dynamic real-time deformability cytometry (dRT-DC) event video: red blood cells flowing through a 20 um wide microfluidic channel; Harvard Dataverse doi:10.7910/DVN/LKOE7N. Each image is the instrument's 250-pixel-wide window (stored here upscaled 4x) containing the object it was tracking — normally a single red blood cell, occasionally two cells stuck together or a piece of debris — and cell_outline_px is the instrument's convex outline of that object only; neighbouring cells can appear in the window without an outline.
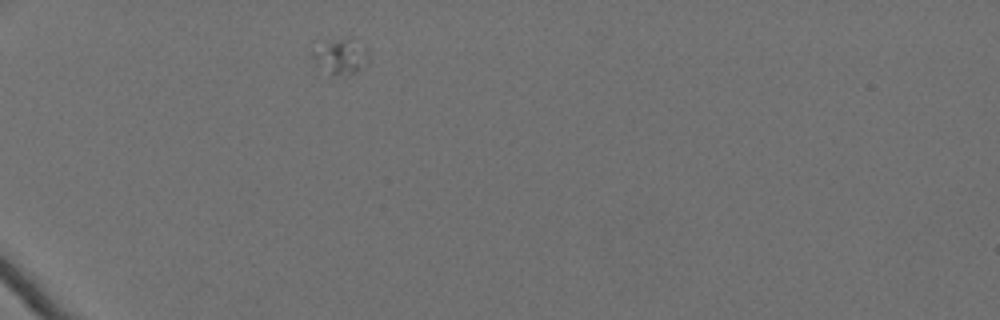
{"species": "Egyptian fruit bat (a non-hibernating species)", "species_latin": "Rousettus aegyptiacus", "temperature_condition": "cold", "stored_images_in_passage": 41, "camera_frame_rate_fps": 3000, "um_per_image_px": 0.085, "animal": {"sex": "female"}, "frame": {"image": 1, "passage_image": 1, "time_ms": 0.0, "image_size_px": [1000, 320], "cell_outline_px": [[368, 64], [348, 76], [332, 76], [312, 56], [308, 44], [312, 40], [320, 36], [348, 36], [368, 48]], "centroid_in_image_um": [28.84, 4.64], "position_along_channel_um": 56.2, "area_um2": 13.12}}
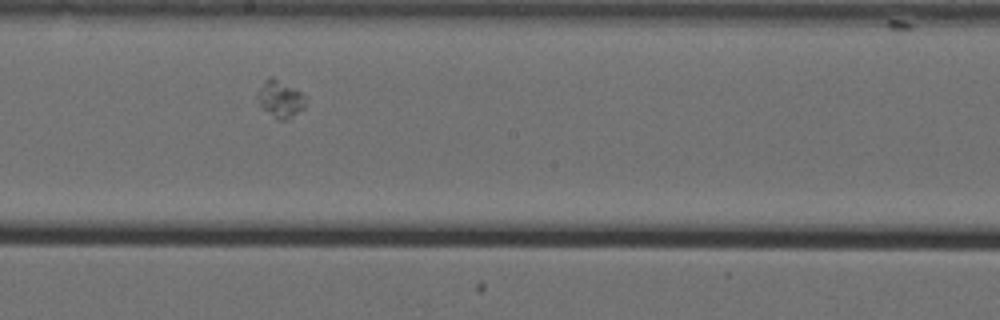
{"frame": {"image": 2, "passage_image": 18, "time_ms": 5.667, "image_size_px": [1000, 320], "cell_outline_px": [[304, 108], [288, 120], [276, 120], [260, 104], [256, 96], [264, 80], [268, 76], [272, 76], [296, 88], [304, 96]], "centroid_in_image_um": [23.81, 8.4], "position_along_channel_um": 224.4, "area_um2": 10.35}}
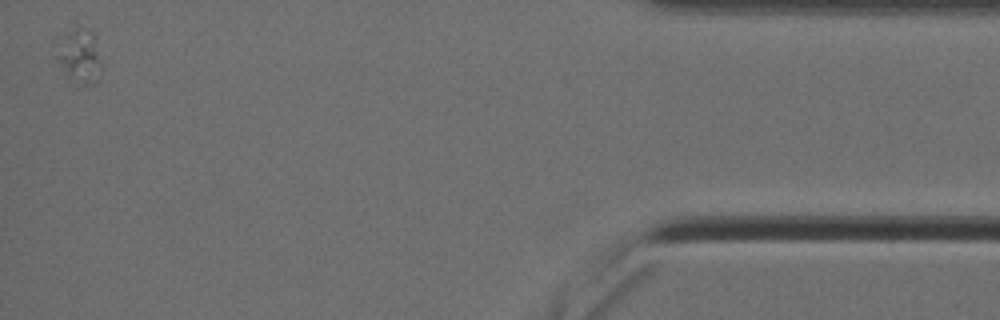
{"frame": {"image": 3, "passage_image": 41, "time_ms": 13.333, "image_size_px": [1000, 320], "cell_outline_px": [[104, 64], [100, 80], [92, 84], [84, 84], [72, 76], [52, 56], [68, 32], [76, 28], [92, 36]], "centroid_in_image_um": [6.82, 4.84], "position_along_channel_um": 428.4, "area_um2": 13.29}}